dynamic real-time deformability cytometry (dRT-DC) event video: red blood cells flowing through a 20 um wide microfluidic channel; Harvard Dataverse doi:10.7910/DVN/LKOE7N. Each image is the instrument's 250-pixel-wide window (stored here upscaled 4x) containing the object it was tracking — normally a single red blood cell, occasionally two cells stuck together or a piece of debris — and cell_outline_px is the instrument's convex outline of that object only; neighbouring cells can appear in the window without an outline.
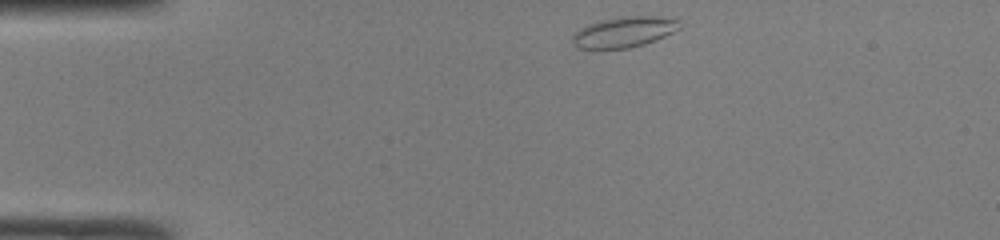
{"species": "common noctule bat (a hibernating species)", "species_latin": "Nyctalus noctula", "temperature_condition": "room temperature", "stored_images_in_passage": 40, "camera_frame_rate_fps": 3000, "um_per_image_px": 0.085, "animal": {"sex": "male", "body_mass_g": 19.0, "forearm_length_mm": 50.8}, "frame": {"image": 1, "passage_image": 1, "time_ms": 0.0, "image_size_px": [1000, 240], "cell_outline_px": [[680, 28], [656, 40], [644, 44], [628, 48], [576, 48], [572, 44], [572, 36], [580, 28], [588, 24], [620, 16], [652, 16], [680, 20]], "centroid_in_image_um": [53.03, 2.72], "position_along_channel_um": 32.0, "area_um2": 18.9}}
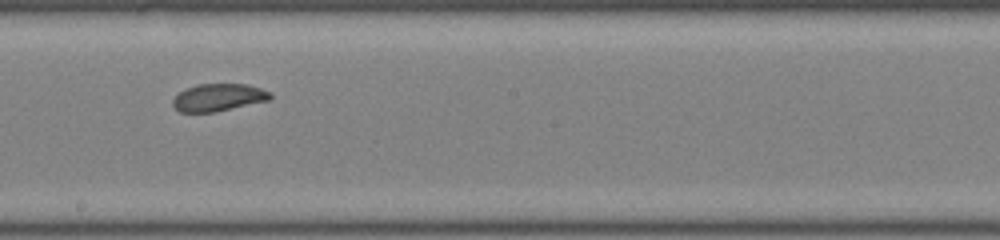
{"frame": {"image": 2, "passage_image": 19, "time_ms": 6.0, "image_size_px": [1000, 240], "cell_outline_px": [[272, 100], [216, 112], [180, 112], [172, 104], [172, 100], [180, 92], [196, 84], [248, 84], [272, 92]], "centroid_in_image_um": [18.63, 8.28], "position_along_channel_um": 229.6, "area_um2": 15.72}}
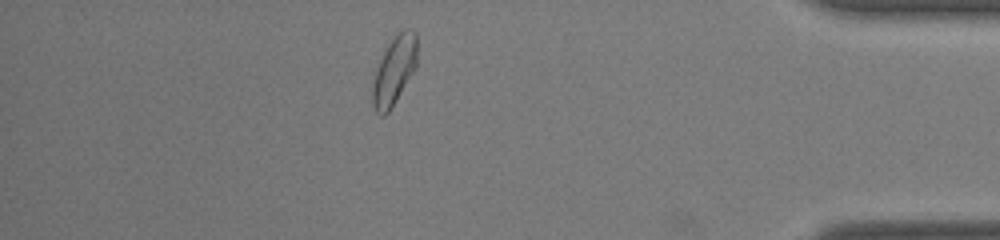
{"frame": {"image": 3, "passage_image": 34, "time_ms": 11.0, "image_size_px": [1000, 240], "cell_outline_px": [[416, 68], [396, 100], [388, 112], [384, 116], [380, 116], [376, 112], [372, 104], [372, 84], [376, 68], [392, 36], [400, 28], [408, 28], [416, 32]], "centroid_in_image_um": [33.5, 5.96], "position_along_channel_um": 401.7, "area_um2": 17.92}, "authors_computed_cell_mechanics": {"area_um2": 16.7909, "velocity_mm_per_s": 4.1777, "shape_relaxation_time_tau1_ms": null, "shape_relaxation_time_tau2_ms": 2.7465, "deformation_change_tau1": null, "deformation_change_tau2": 0.0642}}